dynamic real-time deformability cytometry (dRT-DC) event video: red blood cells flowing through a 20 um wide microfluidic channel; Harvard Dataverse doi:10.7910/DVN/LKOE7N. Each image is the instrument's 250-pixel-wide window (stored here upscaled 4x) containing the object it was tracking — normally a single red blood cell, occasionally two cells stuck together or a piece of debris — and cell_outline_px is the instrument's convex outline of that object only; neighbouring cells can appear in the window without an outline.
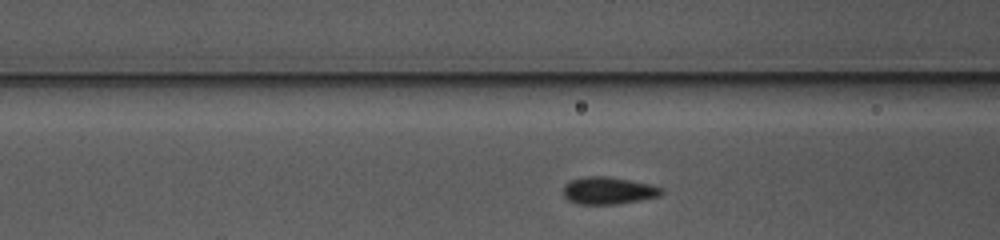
{"species": "common noctule bat (a hibernating species)", "species_latin": "Nyctalus noctula", "temperature_condition": "warm", "stored_images_in_passage": 24, "camera_frame_rate_fps": 3000, "um_per_image_px": 0.085, "animal": {"sex": "female", "body_mass_g": 10.0, "forearm_length_mm": 53.1}, "frame": {"image": 1, "passage_image": 4, "time_ms": 1.0, "image_size_px": [1000, 240], "cell_outline_px": [[664, 192], [660, 196], [640, 200], [616, 204], [576, 204], [568, 200], [564, 196], [564, 184], [572, 180], [584, 176], [604, 176], [652, 184], [664, 188]], "centroid_in_image_um": [51.73, 16.2], "position_along_channel_um": 114.9, "area_um2": 15.66}}
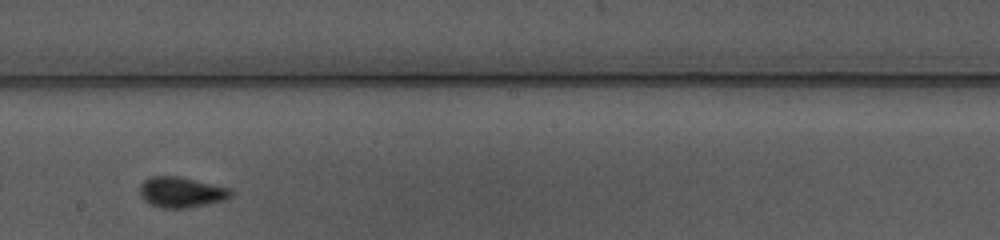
{"frame": {"image": 2, "passage_image": 13, "time_ms": 4.0, "image_size_px": [1000, 240], "cell_outline_px": [[232, 196], [224, 200], [188, 208], [160, 208], [144, 200], [140, 196], [140, 184], [144, 180], [152, 176], [176, 176], [232, 188]], "centroid_in_image_um": [15.41, 16.34], "position_along_channel_um": 232.8, "area_um2": 16.18}}
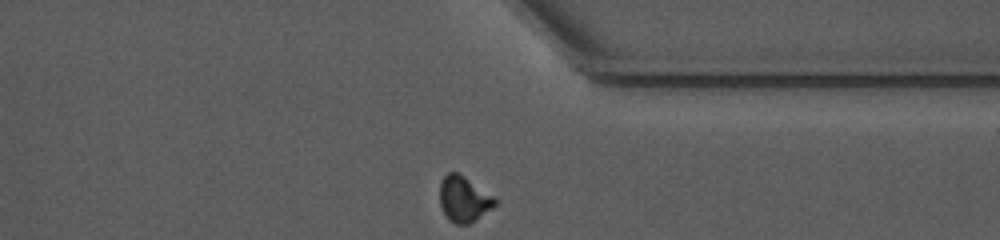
{"frame": {"image": 3, "passage_image": 24, "time_ms": 7.667, "image_size_px": [1000, 240], "cell_outline_px": [[496, 204], [492, 208], [468, 224], [456, 224], [448, 220], [440, 204], [440, 180], [448, 172], [456, 172], [464, 176], [492, 196], [496, 200]], "centroid_in_image_um": [39.38, 16.92], "position_along_channel_um": 372.0, "area_um2": 14.39}}